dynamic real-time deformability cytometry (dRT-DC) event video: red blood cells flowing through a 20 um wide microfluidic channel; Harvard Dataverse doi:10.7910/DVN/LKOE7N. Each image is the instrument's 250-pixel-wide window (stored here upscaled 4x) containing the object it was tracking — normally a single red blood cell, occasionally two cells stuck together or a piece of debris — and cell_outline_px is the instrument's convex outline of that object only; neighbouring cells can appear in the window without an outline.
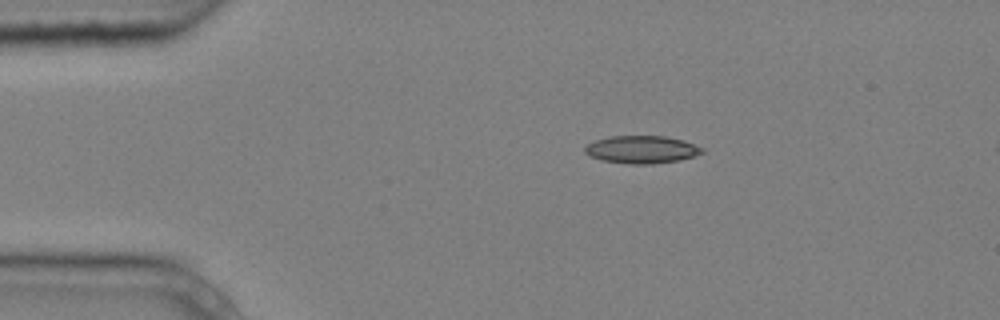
{"species": "common noctule bat (a hibernating species)", "species_latin": "Nyctalus noctula", "temperature_condition": "cold", "stored_images_in_passage": 9, "camera_frame_rate_fps": 3000, "um_per_image_px": 0.085, "animal": {"sex": "male", "body_mass_g": 20.4}, "frame": {"image": 1, "passage_image": 2, "time_ms": 0.333, "image_size_px": [1000, 320], "cell_outline_px": [[704, 152], [696, 156], [680, 160], [652, 164], [628, 164], [604, 160], [588, 156], [584, 152], [584, 148], [588, 144], [596, 140], [608, 136], [664, 136], [684, 140], [704, 148]], "centroid_in_image_um": [54.56, 12.71], "position_along_channel_um": 30.4, "area_um2": 19.02}}
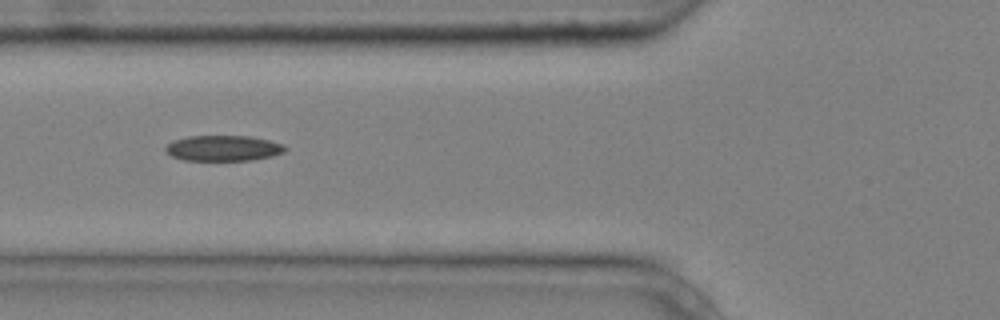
{"frame": {"image": 2, "passage_image": 4, "time_ms": 1.0, "image_size_px": [1000, 320], "cell_outline_px": [[288, 148], [284, 152], [272, 156], [252, 160], [184, 160], [172, 156], [164, 148], [172, 140], [188, 136], [252, 136], [284, 144]], "centroid_in_image_um": [19.0, 12.59], "position_along_channel_um": 106.8, "area_um2": 17.86}}
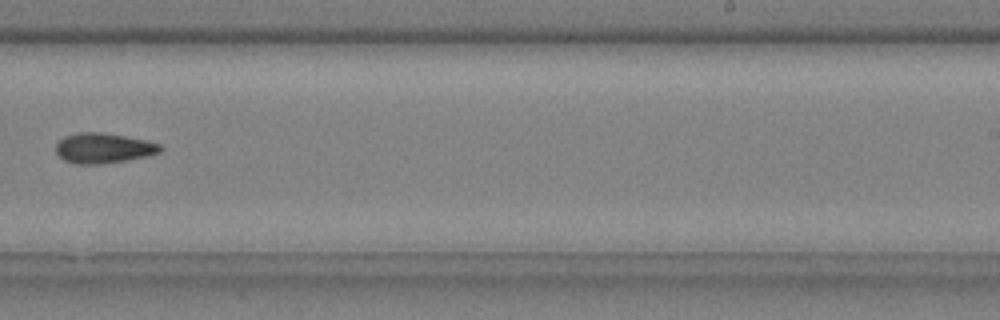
{"frame": {"image": 3, "passage_image": 8, "time_ms": 2.333, "image_size_px": [1000, 320], "cell_outline_px": [[164, 148], [160, 152], [148, 156], [124, 160], [92, 164], [76, 164], [64, 160], [56, 152], [56, 144], [64, 136], [76, 132], [104, 132], [144, 140], [160, 144]], "centroid_in_image_um": [8.78, 12.57], "position_along_channel_um": 280.2, "area_um2": 18.21}}